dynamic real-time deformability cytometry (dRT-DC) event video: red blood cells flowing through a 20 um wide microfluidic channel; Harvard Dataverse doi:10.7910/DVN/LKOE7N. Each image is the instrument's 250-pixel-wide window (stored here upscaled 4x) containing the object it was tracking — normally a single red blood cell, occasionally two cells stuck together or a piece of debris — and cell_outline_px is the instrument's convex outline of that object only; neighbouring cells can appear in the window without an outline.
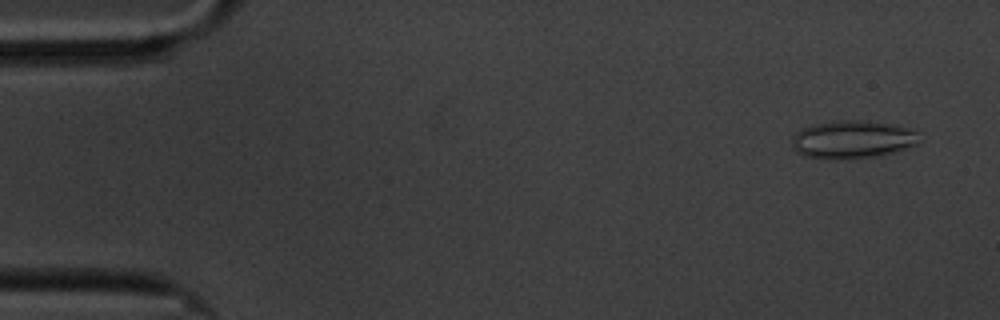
{"species": "common noctule bat (a hibernating species)", "species_latin": "Nyctalus noctula", "temperature_condition": "cold", "stored_images_in_passage": 58, "camera_frame_rate_fps": 3000, "um_per_image_px": 0.085, "animal": {"sex": "male", "body_mass_g": 20.1, "forearm_length_mm": 53.5}, "frame": {"image": 1, "passage_image": 3, "time_ms": 0.667, "image_size_px": [1000, 320], "cell_outline_px": [[916, 144], [880, 156], [844, 160], [828, 160], [804, 156], [796, 152], [792, 148], [792, 136], [800, 128], [812, 124], [832, 120], [852, 120], [884, 124], [912, 128], [916, 132]], "centroid_in_image_um": [72.33, 11.88], "position_along_channel_um": 12.7, "area_um2": 28.26}}
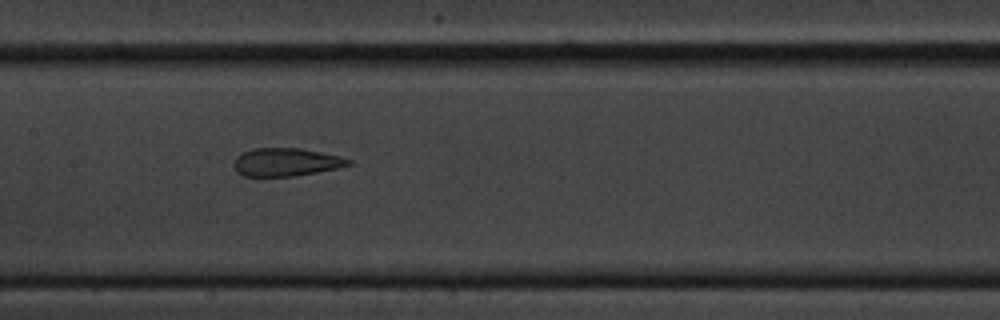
{"frame": {"image": 2, "passage_image": 28, "time_ms": 9.0, "image_size_px": [1000, 320], "cell_outline_px": [[352, 164], [336, 168], [316, 172], [292, 176], [244, 176], [236, 172], [236, 156], [240, 152], [252, 148], [300, 148], [340, 156], [352, 160]], "centroid_in_image_um": [24.3, 13.77], "position_along_channel_um": 183.1, "area_um2": 18.61}}
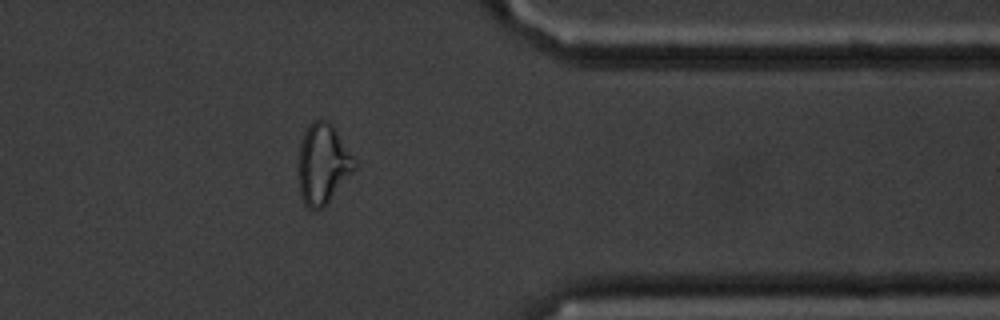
{"frame": {"image": 3, "passage_image": 47, "time_ms": 15.333, "image_size_px": [1000, 320], "cell_outline_px": [[360, 164], [324, 208], [308, 208], [304, 204], [300, 196], [300, 144], [304, 132], [312, 120], [324, 120], [332, 124]], "centroid_in_image_um": [27.5, 13.94], "position_along_channel_um": 383.9, "area_um2": 26.3}, "authors_computed_cell_mechanics": {"area_um2": 23.2067, "velocity_mm_per_s": 3.38, "shape_relaxation_time_tau1_ms": null, "shape_relaxation_time_tau2_ms": 1.3637, "deformation_change_tau1": null, "deformation_change_tau2": 0.1091}}